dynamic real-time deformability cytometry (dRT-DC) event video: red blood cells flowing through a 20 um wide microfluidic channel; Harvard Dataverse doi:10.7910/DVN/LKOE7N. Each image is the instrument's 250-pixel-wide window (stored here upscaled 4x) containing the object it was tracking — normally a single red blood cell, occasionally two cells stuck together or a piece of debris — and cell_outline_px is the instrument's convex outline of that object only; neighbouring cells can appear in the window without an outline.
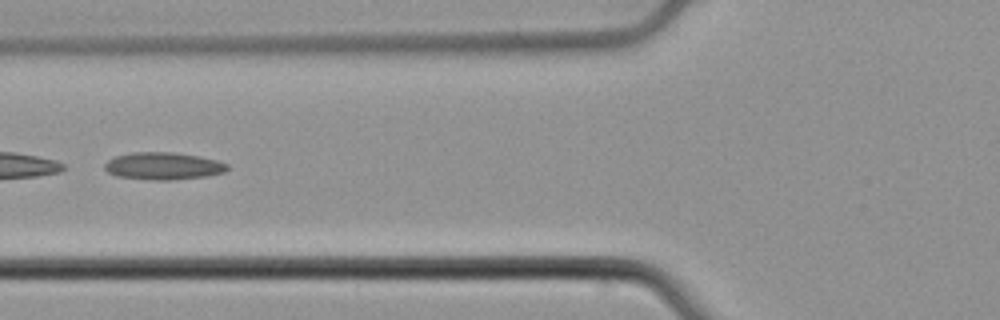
{"species": "common noctule bat (a hibernating species)", "species_latin": "Nyctalus noctula", "temperature_condition": "cold", "stored_images_in_passage": 41, "camera_frame_rate_fps": 3000, "um_per_image_px": 0.085, "animal": {"sex": "male", "body_mass_g": 21.5, "forearm_length_mm": 52.0}, "frame": {"image": 1, "passage_image": 12, "time_ms": 3.667, "image_size_px": [1000, 320], "cell_outline_px": [[228, 168], [224, 172], [208, 176], [168, 180], [156, 180], [116, 176], [108, 172], [104, 168], [104, 164], [108, 160], [116, 156], [132, 152], [172, 152], [196, 156], [216, 160], [228, 164]], "centroid_in_image_um": [13.86, 14.11], "position_along_channel_um": 111.9, "area_um2": 19.36}, "authors_computed_cell_mechanics": {"area_um2": 18.9584, "velocity_mm_per_s": 3.8129, "shape_relaxation_time_tau1_ms": null, "shape_relaxation_time_tau2_ms": 4.1082, "deformation_change_tau1": null, "deformation_change_tau2": 0.1347}}